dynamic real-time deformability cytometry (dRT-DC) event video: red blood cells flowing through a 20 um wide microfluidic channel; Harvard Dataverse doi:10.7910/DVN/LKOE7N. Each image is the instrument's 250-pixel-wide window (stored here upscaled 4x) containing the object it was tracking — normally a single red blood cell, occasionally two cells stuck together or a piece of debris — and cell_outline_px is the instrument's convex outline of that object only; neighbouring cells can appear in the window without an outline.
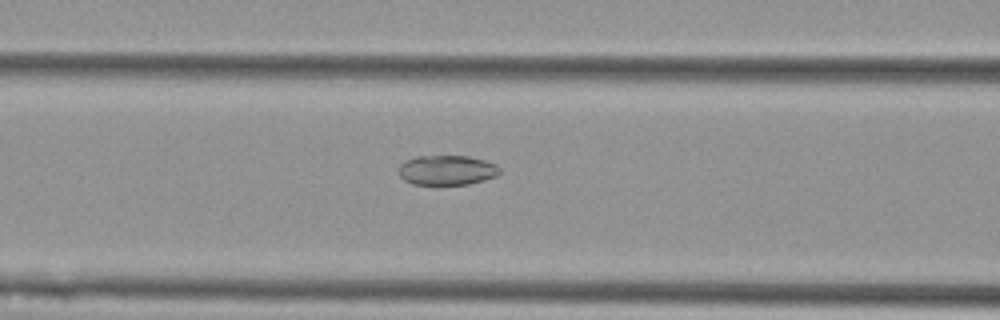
{"species": "Egyptian fruit bat (a non-hibernating species)", "species_latin": "Rousettus aegyptiacus", "temperature_condition": "cold", "stored_images_in_passage": 35, "camera_frame_rate_fps": 3000, "um_per_image_px": 0.085, "animal": {"sex": "female"}, "frame": {"image": 1, "passage_image": 8, "time_ms": 2.333, "image_size_px": [1000, 320], "cell_outline_px": [[500, 172], [496, 176], [484, 180], [468, 184], [412, 184], [404, 180], [400, 176], [400, 164], [416, 156], [468, 156], [484, 160], [496, 164], [500, 168]], "centroid_in_image_um": [38.01, 14.46], "position_along_channel_um": 128.6, "area_um2": 17.4}}
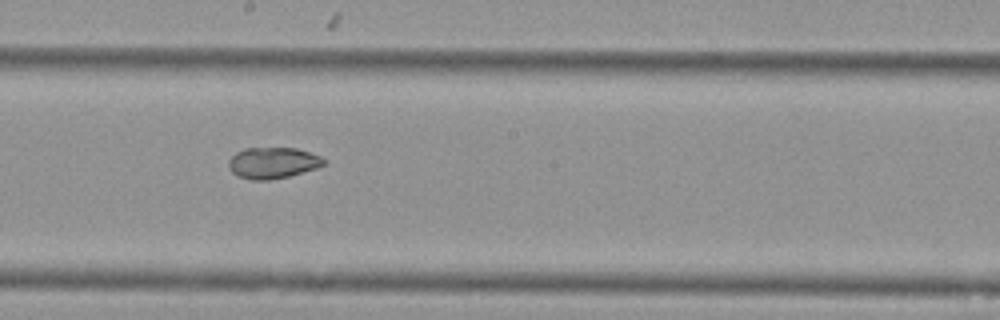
{"frame": {"image": 2, "passage_image": 16, "time_ms": 5.0, "image_size_px": [1000, 320], "cell_outline_px": [[324, 164], [316, 168], [288, 176], [268, 180], [252, 180], [236, 176], [228, 168], [228, 160], [236, 152], [244, 148], [296, 148], [320, 156], [324, 160]], "centroid_in_image_um": [23.13, 13.84], "position_along_channel_um": 225.1, "area_um2": 17.22}}
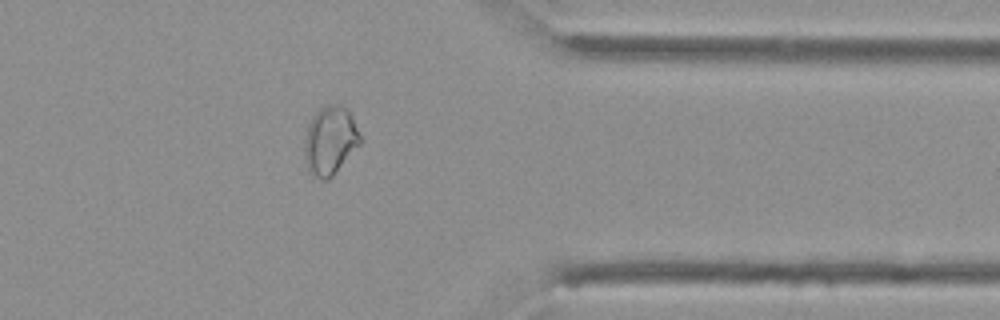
{"frame": {"image": 3, "passage_image": 30, "time_ms": 9.667, "image_size_px": [1000, 320], "cell_outline_px": [[360, 144], [332, 176], [328, 180], [320, 180], [308, 172], [304, 156], [304, 140], [308, 124], [312, 116], [320, 108], [328, 104], [344, 104], [348, 108], [352, 116], [360, 136]], "centroid_in_image_um": [28.04, 11.93], "position_along_channel_um": 383.4, "area_um2": 22.43}, "authors_computed_cell_mechanics": {"area_um2": 17.918, "velocity_mm_per_s": 3.6343, "shape_relaxation_time_tau1_ms": null, "shape_relaxation_time_tau2_ms": 4.6681, "deformation_change_tau1": null, "deformation_change_tau2": 0.0767}}